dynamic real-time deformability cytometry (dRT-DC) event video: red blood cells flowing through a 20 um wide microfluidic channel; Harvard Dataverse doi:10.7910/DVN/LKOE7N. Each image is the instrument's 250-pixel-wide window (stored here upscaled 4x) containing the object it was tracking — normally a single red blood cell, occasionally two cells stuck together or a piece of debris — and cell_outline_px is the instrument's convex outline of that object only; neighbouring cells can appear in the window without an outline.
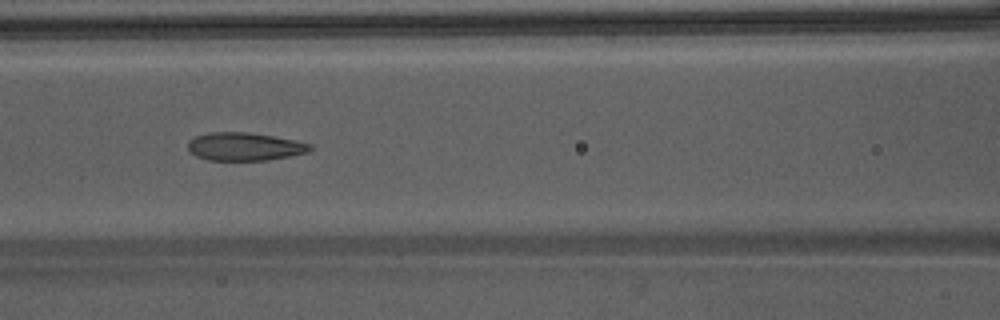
{"species": "Egyptian fruit bat (a non-hibernating species)", "species_latin": "Rousettus aegyptiacus", "temperature_condition": "warm", "stored_images_in_passage": 40, "camera_frame_rate_fps": 3000, "um_per_image_px": 0.085, "animal": {"sex": "male"}, "frame": {"image": 1, "passage_image": 14, "time_ms": 4.333, "image_size_px": [1000, 320], "cell_outline_px": [[312, 148], [308, 152], [268, 160], [208, 160], [196, 156], [188, 148], [188, 140], [196, 136], [208, 132], [248, 132], [296, 140], [312, 144]], "centroid_in_image_um": [20.79, 12.45], "position_along_channel_um": 145.8, "area_um2": 19.94}}
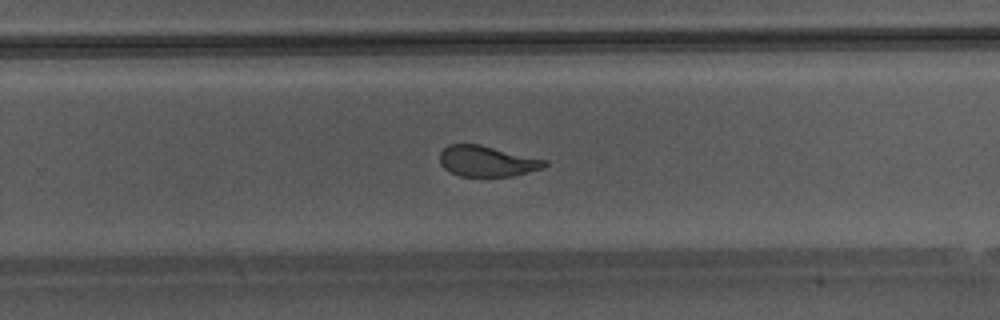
{"frame": {"image": 2, "passage_image": 24, "time_ms": 7.667, "image_size_px": [1000, 320], "cell_outline_px": [[548, 164], [544, 168], [512, 176], [460, 176], [444, 168], [440, 164], [440, 152], [448, 144], [480, 144], [548, 160]], "centroid_in_image_um": [41.42, 13.69], "position_along_channel_um": 288.4, "area_um2": 18.84}}
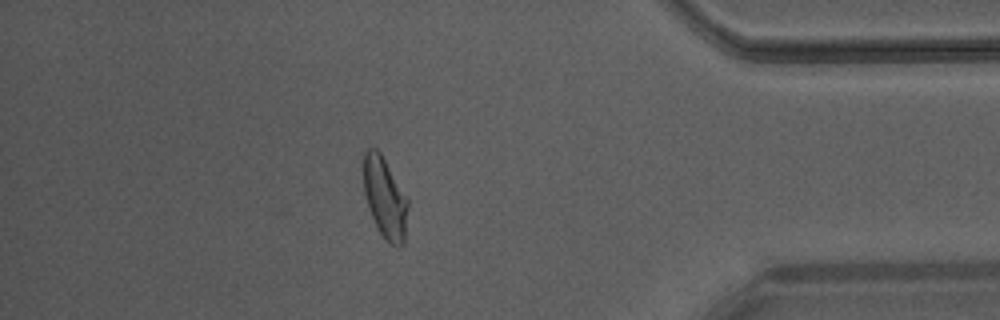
{"frame": {"image": 3, "passage_image": 34, "time_ms": 11.0, "image_size_px": [1000, 320], "cell_outline_px": [[408, 208], [404, 244], [400, 248], [396, 248], [384, 240], [368, 208], [364, 192], [364, 152], [368, 148], [376, 148], [380, 152], [408, 200]], "centroid_in_image_um": [32.73, 16.88], "position_along_channel_um": 402.5, "area_um2": 20.81}, "authors_computed_cell_mechanics": {"area_um2": 20.9236, "velocity_mm_per_s": 4.2901, "shape_relaxation_time_tau1_ms": 6.8007, "shape_relaxation_time_tau2_ms": 0.9442, "deformation_change_tau1": 0.2112, "deformation_change_tau2": 0.0748}}